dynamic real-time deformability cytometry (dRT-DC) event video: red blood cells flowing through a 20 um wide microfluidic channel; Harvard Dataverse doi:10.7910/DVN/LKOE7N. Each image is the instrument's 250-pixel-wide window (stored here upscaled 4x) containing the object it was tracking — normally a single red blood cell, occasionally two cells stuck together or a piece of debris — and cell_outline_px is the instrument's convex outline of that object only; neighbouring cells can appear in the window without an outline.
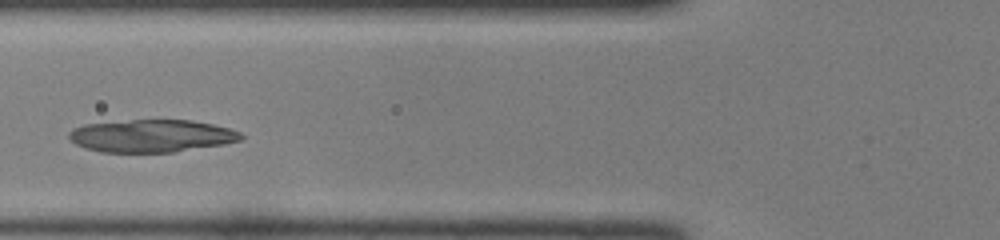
{"species": "common noctule bat (a hibernating species)", "species_latin": "Nyctalus noctula", "temperature_condition": "room temperature", "stored_images_in_passage": 31, "camera_frame_rate_fps": 3000, "um_per_image_px": 0.085, "animal": {"sex": "female", "body_mass_g": 22.0, "forearm_length_mm": 56.7}, "frame": {"image": 1, "passage_image": 9, "time_ms": 2.667, "image_size_px": [1000, 240], "cell_outline_px": [[244, 136], [240, 140], [224, 144], [176, 152], [100, 152], [84, 148], [76, 144], [68, 136], [68, 132], [72, 128], [84, 124], [132, 120], [192, 120], [212, 124], [228, 128], [240, 132]], "centroid_in_image_um": [12.86, 11.55], "position_along_channel_um": 112.9, "area_um2": 32.71}}
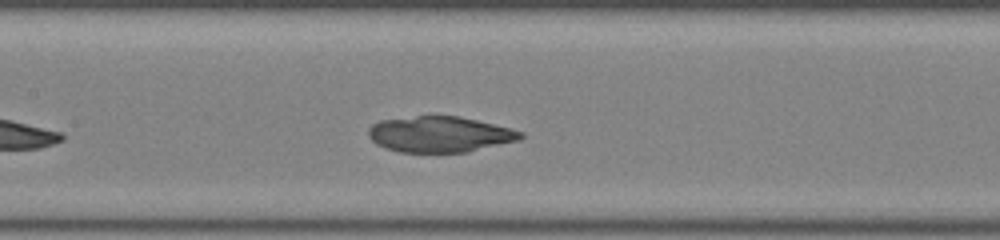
{"frame": {"image": 2, "passage_image": 13, "time_ms": 4.0, "image_size_px": [1000, 240], "cell_outline_px": [[524, 136], [520, 140], [468, 152], [400, 152], [384, 148], [376, 144], [368, 136], [368, 128], [372, 124], [380, 120], [416, 116], [460, 116], [512, 128], [524, 132]], "centroid_in_image_um": [37.4, 11.41], "position_along_channel_um": 170.0, "area_um2": 32.02}}